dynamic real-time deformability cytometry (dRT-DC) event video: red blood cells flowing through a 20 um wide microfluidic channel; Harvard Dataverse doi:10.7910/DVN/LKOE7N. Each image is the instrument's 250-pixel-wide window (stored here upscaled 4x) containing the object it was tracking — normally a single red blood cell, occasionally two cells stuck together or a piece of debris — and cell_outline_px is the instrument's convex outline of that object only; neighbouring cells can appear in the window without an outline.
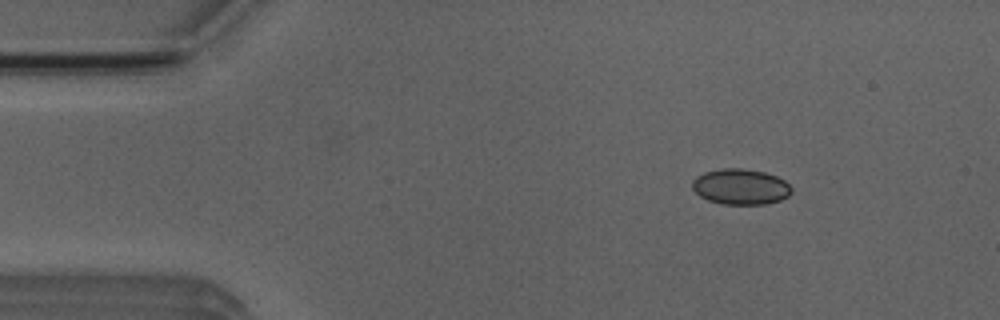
{"species": "Egyptian fruit bat (a non-hibernating species)", "species_latin": "Rousettus aegyptiacus", "temperature_condition": "room temperature", "stored_images_in_passage": 4, "camera_frame_rate_fps": 3000, "um_per_image_px": 0.085, "animal": {"sex": "male"}, "frame": {"image": 1, "passage_image": 2, "time_ms": 2.0, "image_size_px": [1000, 320], "cell_outline_px": [[792, 192], [788, 196], [780, 200], [764, 204], [720, 204], [708, 200], [700, 196], [692, 188], [692, 180], [696, 176], [704, 172], [720, 168], [744, 168], [764, 172], [776, 176], [784, 180], [792, 188]], "centroid_in_image_um": [62.93, 15.86], "position_along_channel_um": 22.1, "area_um2": 20.75}}